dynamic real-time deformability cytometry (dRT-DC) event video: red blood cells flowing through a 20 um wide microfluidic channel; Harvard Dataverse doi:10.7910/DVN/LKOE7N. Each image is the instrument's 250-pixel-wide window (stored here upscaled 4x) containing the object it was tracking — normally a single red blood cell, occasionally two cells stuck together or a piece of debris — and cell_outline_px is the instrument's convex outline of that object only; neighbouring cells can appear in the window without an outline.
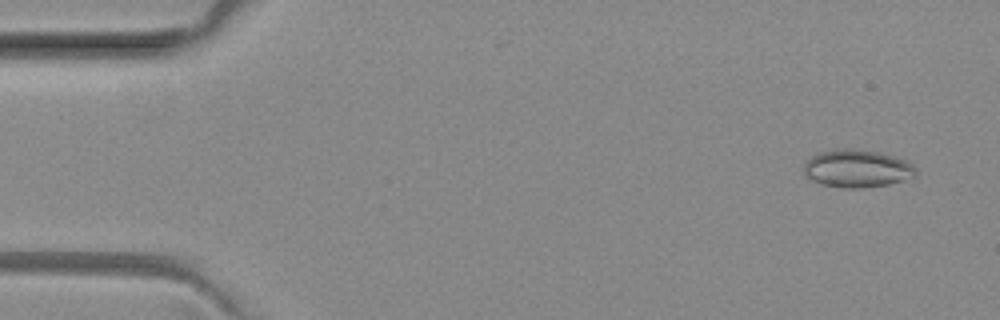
{"species": "common noctule bat (a hibernating species)", "species_latin": "Nyctalus noctula", "temperature_condition": "room temperature", "stored_images_in_passage": 46, "camera_frame_rate_fps": 3000, "um_per_image_px": 0.085, "animal": {"sex": "female", "body_mass_g": 29.2, "forearm_length_mm": 56.3}, "frame": {"image": 1, "passage_image": 3, "time_ms": 0.667, "image_size_px": [1000, 320], "cell_outline_px": [[916, 176], [904, 180], [888, 184], [864, 188], [844, 188], [824, 184], [812, 180], [804, 176], [804, 160], [820, 152], [836, 148], [856, 148], [880, 152], [896, 156], [908, 160], [916, 168]], "centroid_in_image_um": [72.86, 14.3], "position_along_channel_um": 12.1, "area_um2": 25.09}}
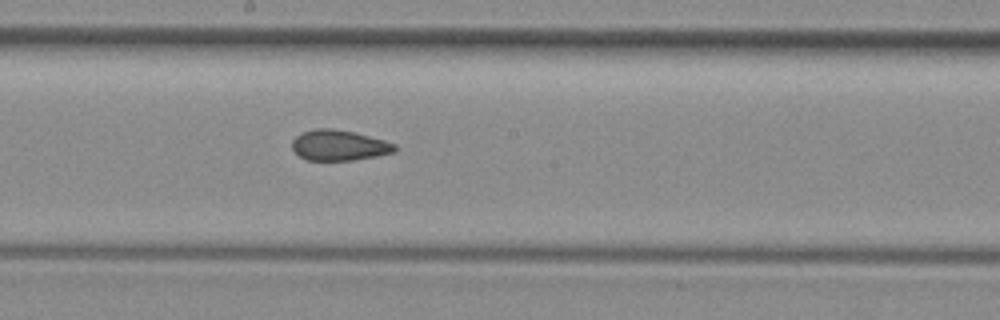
{"frame": {"image": 2, "passage_image": 27, "time_ms": 8.667, "image_size_px": [1000, 320], "cell_outline_px": [[396, 152], [376, 156], [352, 160], [308, 160], [300, 156], [292, 148], [292, 140], [296, 136], [304, 132], [316, 128], [332, 128], [352, 132], [384, 140], [396, 144]], "centroid_in_image_um": [28.83, 12.35], "position_along_channel_um": 219.4, "area_um2": 18.09}}
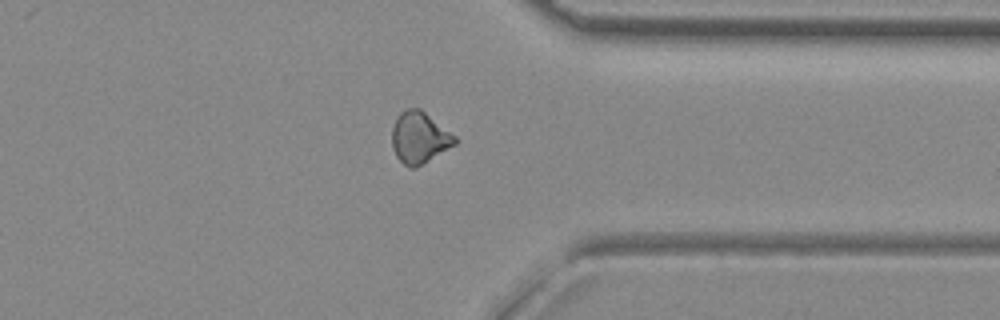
{"frame": {"image": 3, "passage_image": 39, "time_ms": 12.667, "image_size_px": [1000, 320], "cell_outline_px": [[456, 144], [416, 168], [412, 168], [404, 164], [396, 156], [392, 148], [392, 128], [396, 116], [404, 108], [420, 108], [456, 136]], "centroid_in_image_um": [35.63, 11.68], "position_along_channel_um": 375.8, "area_um2": 18.96}}